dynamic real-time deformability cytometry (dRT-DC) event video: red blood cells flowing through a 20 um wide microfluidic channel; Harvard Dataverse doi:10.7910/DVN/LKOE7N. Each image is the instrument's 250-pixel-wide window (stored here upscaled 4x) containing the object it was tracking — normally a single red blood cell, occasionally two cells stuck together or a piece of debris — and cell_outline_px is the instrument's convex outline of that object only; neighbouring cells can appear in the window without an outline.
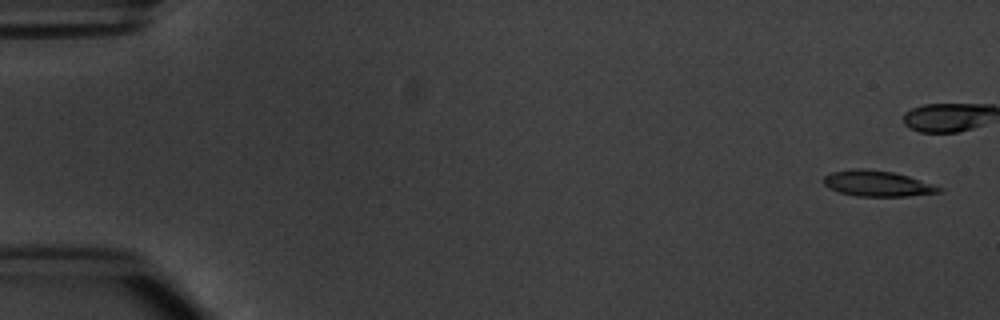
{"species": "common noctule bat (a hibernating species)", "species_latin": "Nyctalus noctula", "temperature_condition": "warm", "stored_images_in_passage": 6, "camera_frame_rate_fps": 3000, "um_per_image_px": 0.085, "animal": {"sex": "male", "body_mass_g": 20.1, "forearm_length_mm": 53.5}, "frame": {"image": 1, "passage_image": 1, "time_ms": 0.0, "image_size_px": [1000, 320], "cell_outline_px": [[944, 192], [908, 196], [856, 196], [840, 192], [828, 188], [824, 184], [824, 176], [832, 172], [856, 168], [864, 168], [892, 172], [908, 176], [944, 188]], "centroid_in_image_um": [74.59, 15.6], "position_along_channel_um": 10.4, "area_um2": 17.28}}